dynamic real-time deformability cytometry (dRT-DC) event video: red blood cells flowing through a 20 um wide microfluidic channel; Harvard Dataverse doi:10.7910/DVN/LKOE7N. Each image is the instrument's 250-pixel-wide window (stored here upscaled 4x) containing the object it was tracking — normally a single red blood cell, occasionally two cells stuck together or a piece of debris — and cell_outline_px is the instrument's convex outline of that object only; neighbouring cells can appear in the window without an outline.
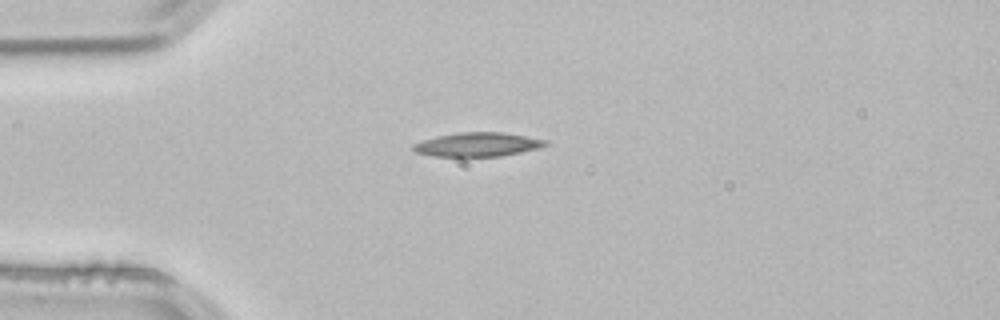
{"species": "common noctule bat (a hibernating species)", "species_latin": "Nyctalus noctula", "temperature_condition": "room temperature", "stored_images_in_passage": 40, "camera_frame_rate_fps": 3000, "um_per_image_px": 0.085, "animal": {"sex": "male", "body_mass_g": 21.5, "forearm_length_mm": 52.0}, "frame": {"image": 1, "passage_image": 1, "time_ms": 0.0, "image_size_px": [1000, 320], "cell_outline_px": [[548, 144], [540, 148], [500, 156], [432, 156], [416, 152], [412, 148], [412, 144], [424, 140], [440, 136], [460, 132], [504, 132], [548, 140]], "centroid_in_image_um": [40.63, 12.28], "position_along_channel_um": 44.4, "area_um2": 18.32}}
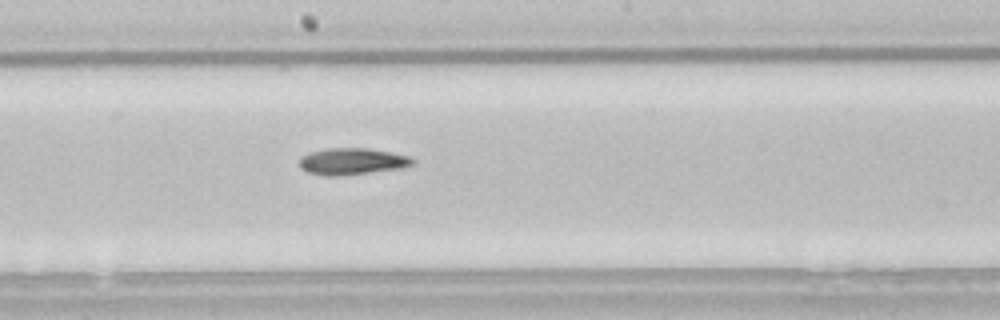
{"frame": {"image": 2, "passage_image": 16, "time_ms": 5.0, "image_size_px": [1000, 320], "cell_outline_px": [[416, 164], [400, 168], [340, 176], [324, 176], [308, 172], [300, 168], [300, 156], [312, 152], [328, 148], [368, 148], [408, 156], [416, 160]], "centroid_in_image_um": [29.92, 13.72], "position_along_channel_um": 218.3, "area_um2": 17.51}}
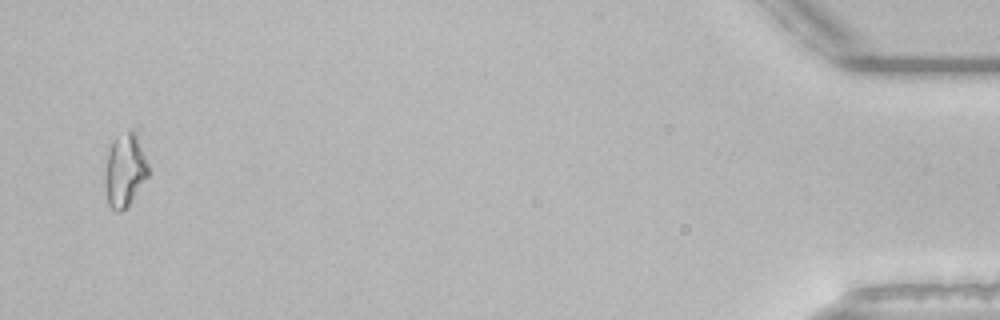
{"frame": {"image": 3, "passage_image": 39, "time_ms": 12.667, "image_size_px": [1000, 320], "cell_outline_px": [[148, 176], [128, 204], [120, 212], [116, 212], [108, 204], [104, 188], [104, 168], [108, 152], [112, 140], [116, 136], [128, 128], [136, 136], [148, 164]], "centroid_in_image_um": [10.55, 14.46], "position_along_channel_um": 424.6, "area_um2": 18.38}, "authors_computed_cell_mechanics": {"area_um2": 17.051, "velocity_mm_per_s": 3.8507, "shape_relaxation_time_tau1_ms": 9.5749, "shape_relaxation_time_tau2_ms": null, "deformation_change_tau1": 0.2036, "deformation_change_tau2": null}}